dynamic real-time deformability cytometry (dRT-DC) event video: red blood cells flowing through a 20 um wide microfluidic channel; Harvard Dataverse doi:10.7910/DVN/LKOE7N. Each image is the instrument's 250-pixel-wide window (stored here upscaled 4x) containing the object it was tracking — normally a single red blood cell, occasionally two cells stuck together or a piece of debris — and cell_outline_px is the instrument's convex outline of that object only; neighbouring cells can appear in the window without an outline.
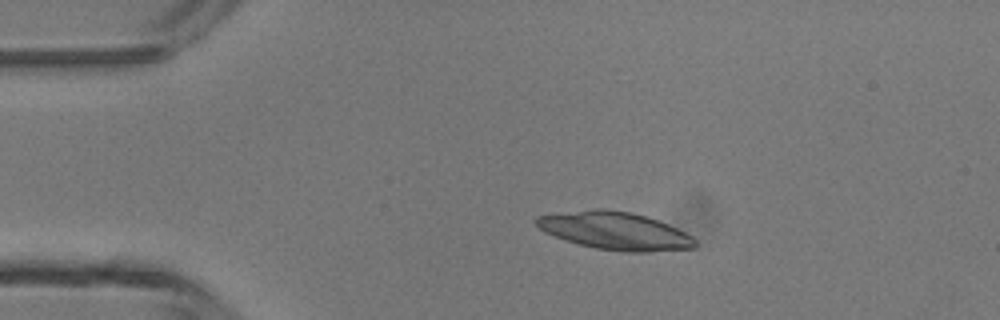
{"species": "common noctule bat (a hibernating species)", "species_latin": "Nyctalus noctula", "temperature_condition": "room temperature", "stored_images_in_passage": 2, "camera_frame_rate_fps": 3000, "um_per_image_px": 0.085, "animal": {"sex": "male", "body_mass_g": 13.3}, "frame": {"image": 1, "passage_image": 1, "time_ms": 0.0, "image_size_px": [1000, 320], "cell_outline_px": [[696, 248], [648, 252], [624, 252], [596, 248], [564, 240], [544, 232], [532, 220], [536, 216], [596, 208], [604, 208], [632, 212], [668, 224], [692, 236], [696, 240]], "centroid_in_image_um": [52.26, 19.62], "position_along_channel_um": 32.7, "area_um2": 34.91}}